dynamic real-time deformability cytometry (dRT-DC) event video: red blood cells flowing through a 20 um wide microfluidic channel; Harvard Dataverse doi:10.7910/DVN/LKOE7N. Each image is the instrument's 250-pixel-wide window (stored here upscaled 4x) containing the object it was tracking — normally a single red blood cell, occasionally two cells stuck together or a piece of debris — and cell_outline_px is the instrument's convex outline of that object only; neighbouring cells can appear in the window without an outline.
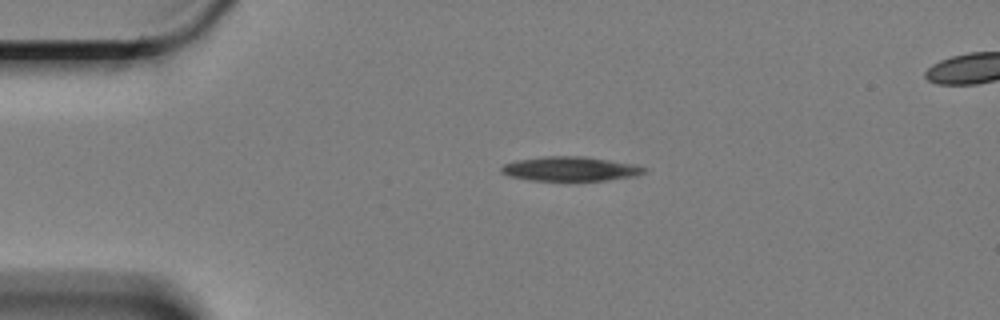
{"species": "Egyptian fruit bat (a non-hibernating species)", "species_latin": "Rousettus aegyptiacus", "temperature_condition": "cold", "stored_images_in_passage": 49, "segment_of_instrument_passage": [1, 2], "camera_frame_rate_fps": 3000, "um_per_image_px": 0.085, "animal": {"sex": "female"}, "frame": {"image": 1, "passage_image": 1, "time_ms": 0.0, "image_size_px": [1000, 320], "cell_outline_px": [[648, 168], [644, 172], [632, 176], [604, 180], [528, 180], [508, 176], [500, 172], [500, 168], [504, 164], [516, 160], [544, 156], [584, 156], [636, 164]], "centroid_in_image_um": [48.43, 14.34], "position_along_channel_um": 36.6, "area_um2": 20.23}}
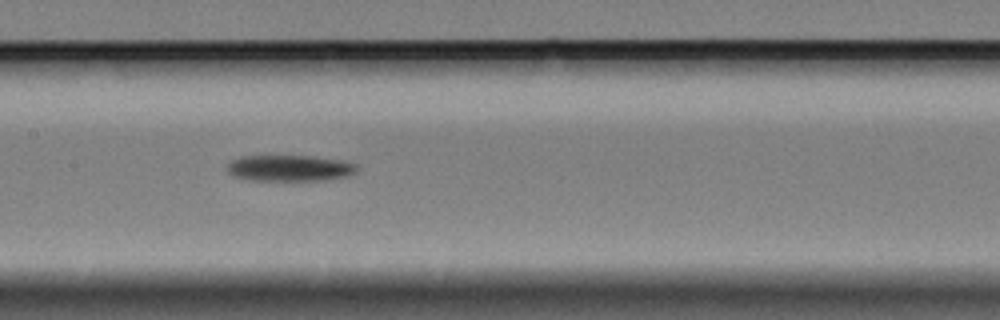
{"frame": {"image": 2, "passage_image": 17, "time_ms": 5.333, "image_size_px": [1000, 320], "cell_outline_px": [[360, 168], [356, 172], [348, 176], [328, 180], [248, 180], [232, 176], [228, 172], [228, 164], [232, 160], [240, 156], [312, 156], [344, 160], [356, 164]], "centroid_in_image_um": [24.67, 14.29], "position_along_channel_um": 182.7, "area_um2": 20.0}}
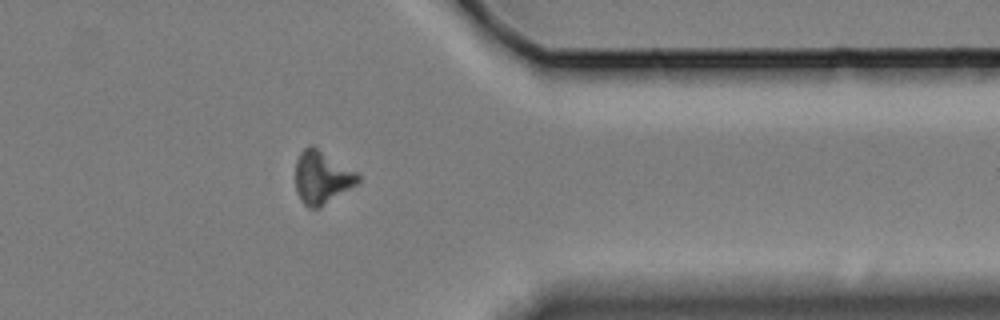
{"frame": {"image": 3, "passage_image": 36, "time_ms": 11.667, "image_size_px": [1000, 320], "cell_outline_px": [[360, 180], [356, 184], [320, 208], [308, 208], [300, 200], [296, 192], [296, 160], [300, 152], [304, 148], [312, 144], [356, 172], [360, 176]], "centroid_in_image_um": [27.33, 15.08], "position_along_channel_um": 384.1, "area_um2": 19.19}}